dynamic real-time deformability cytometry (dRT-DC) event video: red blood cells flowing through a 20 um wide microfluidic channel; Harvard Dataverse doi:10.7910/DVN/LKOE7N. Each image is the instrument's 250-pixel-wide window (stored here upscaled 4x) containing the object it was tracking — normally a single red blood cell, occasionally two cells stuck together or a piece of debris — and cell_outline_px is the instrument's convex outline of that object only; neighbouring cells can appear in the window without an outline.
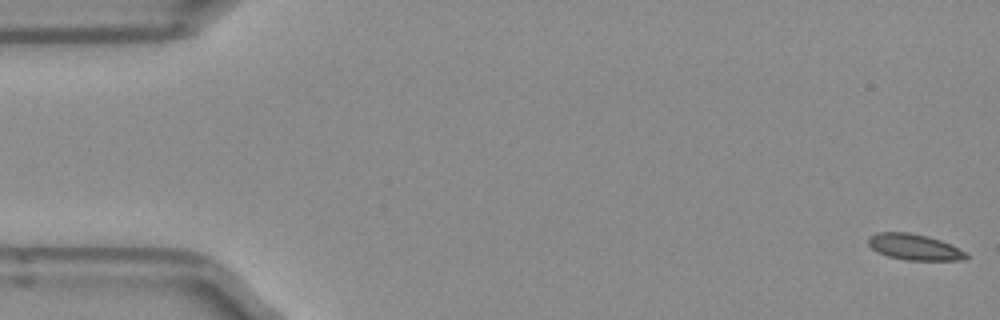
{"species": "Egyptian fruit bat (a non-hibernating species)", "species_latin": "Rousettus aegyptiacus", "temperature_condition": "room temperature", "stored_images_in_passage": 8, "camera_frame_rate_fps": 3000, "um_per_image_px": 0.085, "frame": {"image": 1, "passage_image": 1, "time_ms": 0.0, "image_size_px": [1000, 320], "cell_outline_px": [[968, 260], [904, 260], [888, 256], [876, 252], [868, 244], [868, 236], [876, 232], [908, 232], [928, 236], [940, 240], [964, 252], [968, 256]], "centroid_in_image_um": [77.66, 20.99], "position_along_channel_um": 7.3, "area_um2": 14.8}}